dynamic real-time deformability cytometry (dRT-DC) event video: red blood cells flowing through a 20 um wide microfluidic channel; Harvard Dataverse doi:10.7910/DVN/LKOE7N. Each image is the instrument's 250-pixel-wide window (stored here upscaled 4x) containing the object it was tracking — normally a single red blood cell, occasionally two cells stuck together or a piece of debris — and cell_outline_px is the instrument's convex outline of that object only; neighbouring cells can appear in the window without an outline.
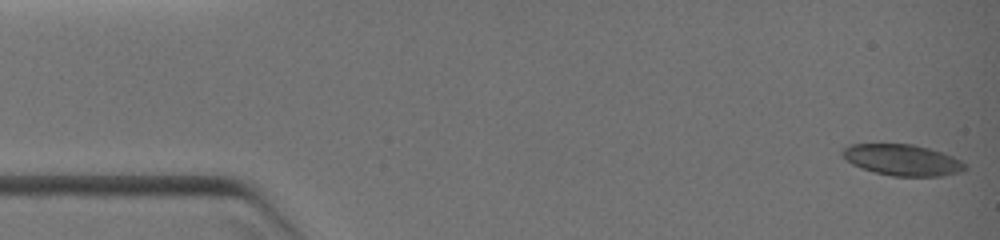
{"species": "common noctule bat (a hibernating species)", "species_latin": "Nyctalus noctula", "temperature_condition": "warm", "stored_images_in_passage": 26, "camera_frame_rate_fps": 3000, "um_per_image_px": 0.085, "animal": {"sex": "female", "body_mass_g": 19.0, "forearm_length_mm": 51.5}, "frame": {"image": 1, "passage_image": 1, "time_ms": 0.0, "image_size_px": [1000, 240], "cell_outline_px": [[968, 168], [960, 172], [940, 176], [892, 176], [876, 172], [852, 164], [840, 152], [848, 144], [912, 144], [944, 152], [960, 160]], "centroid_in_image_um": [76.72, 13.59], "position_along_channel_um": 8.3, "area_um2": 22.08}}
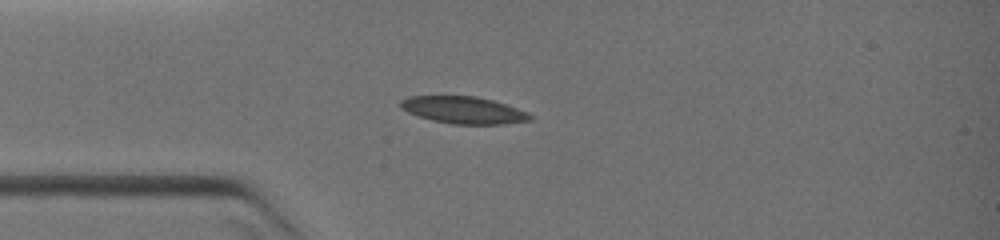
{"frame": {"image": 2, "passage_image": 17, "time_ms": 3.0, "image_size_px": [1000, 240], "cell_outline_px": [[532, 120], [504, 124], [452, 124], [432, 120], [408, 112], [400, 108], [400, 100], [408, 96], [476, 96], [492, 100], [528, 112], [532, 116]], "centroid_in_image_um": [39.39, 9.35], "position_along_channel_um": 45.6, "area_um2": 20.35}}
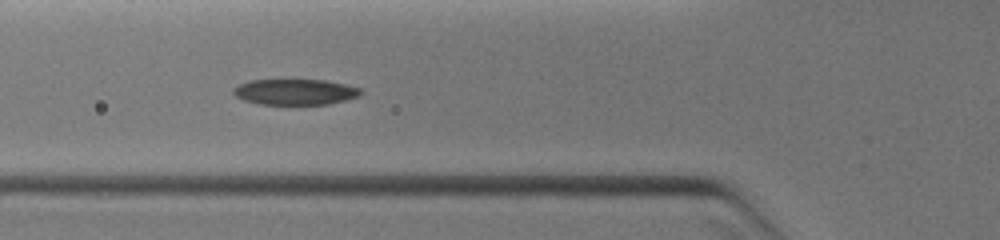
{"frame": {"image": 3, "passage_image": 25, "time_ms": 4.333, "image_size_px": [1000, 240], "cell_outline_px": [[364, 92], [360, 96], [328, 104], [260, 104], [244, 100], [236, 96], [232, 92], [232, 88], [248, 80], [324, 80], [344, 84], [360, 88]], "centroid_in_image_um": [25.08, 7.81], "position_along_channel_um": 100.7, "area_um2": 19.07}}